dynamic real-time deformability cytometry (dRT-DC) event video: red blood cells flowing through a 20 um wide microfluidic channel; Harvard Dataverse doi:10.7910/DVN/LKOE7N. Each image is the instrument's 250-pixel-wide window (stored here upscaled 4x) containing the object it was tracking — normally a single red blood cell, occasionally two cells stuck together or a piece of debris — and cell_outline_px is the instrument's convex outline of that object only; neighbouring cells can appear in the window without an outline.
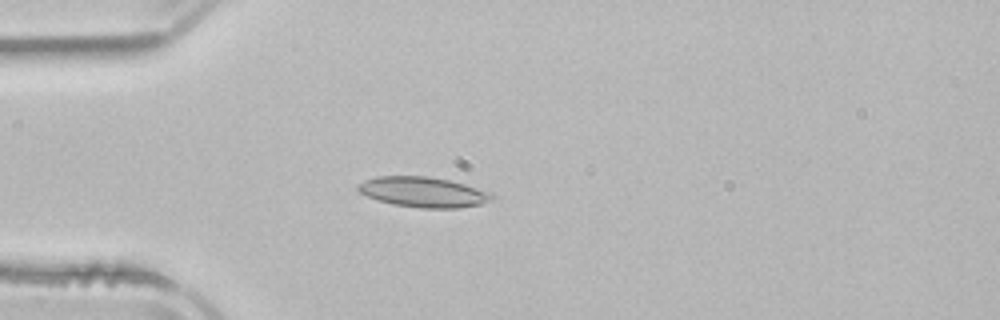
{"species": "common noctule bat (a hibernating species)", "species_latin": "Nyctalus noctula", "temperature_condition": "room temperature", "stored_images_in_passage": 3, "camera_frame_rate_fps": 3000, "um_per_image_px": 0.085, "animal": {"sex": "male", "body_mass_g": 21.5, "forearm_length_mm": 52.0}, "frame": {"image": 1, "passage_image": 3, "time_ms": 2.667, "image_size_px": [1000, 320], "cell_outline_px": [[492, 196], [488, 200], [480, 204], [456, 208], [420, 208], [392, 204], [368, 196], [360, 192], [356, 188], [356, 184], [364, 180], [376, 176], [428, 176], [448, 180], [464, 184], [492, 192]], "centroid_in_image_um": [35.93, 16.31], "position_along_channel_um": 49.1, "area_um2": 23.41}}